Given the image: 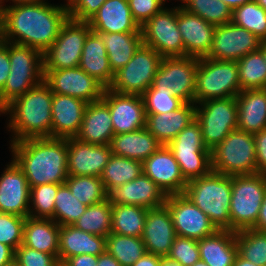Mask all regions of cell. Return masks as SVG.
<instances>
[{
  "instance_id": "obj_1",
  "label": "cell",
  "mask_w": 266,
  "mask_h": 266,
  "mask_svg": "<svg viewBox=\"0 0 266 266\" xmlns=\"http://www.w3.org/2000/svg\"><path fill=\"white\" fill-rule=\"evenodd\" d=\"M4 6L1 5L0 40L36 48L41 53L55 42L69 17L67 4Z\"/></svg>"
},
{
  "instance_id": "obj_2",
  "label": "cell",
  "mask_w": 266,
  "mask_h": 266,
  "mask_svg": "<svg viewBox=\"0 0 266 266\" xmlns=\"http://www.w3.org/2000/svg\"><path fill=\"white\" fill-rule=\"evenodd\" d=\"M12 160L24 173L29 187L64 184L67 177V138H31L12 142Z\"/></svg>"
},
{
  "instance_id": "obj_3",
  "label": "cell",
  "mask_w": 266,
  "mask_h": 266,
  "mask_svg": "<svg viewBox=\"0 0 266 266\" xmlns=\"http://www.w3.org/2000/svg\"><path fill=\"white\" fill-rule=\"evenodd\" d=\"M52 100L50 86L43 80L5 107L10 116L8 131L13 133L11 143L51 137Z\"/></svg>"
},
{
  "instance_id": "obj_4",
  "label": "cell",
  "mask_w": 266,
  "mask_h": 266,
  "mask_svg": "<svg viewBox=\"0 0 266 266\" xmlns=\"http://www.w3.org/2000/svg\"><path fill=\"white\" fill-rule=\"evenodd\" d=\"M232 176L210 171L188 181L184 195L206 214L218 230H231Z\"/></svg>"
},
{
  "instance_id": "obj_5",
  "label": "cell",
  "mask_w": 266,
  "mask_h": 266,
  "mask_svg": "<svg viewBox=\"0 0 266 266\" xmlns=\"http://www.w3.org/2000/svg\"><path fill=\"white\" fill-rule=\"evenodd\" d=\"M10 75L0 91L6 107L44 80L43 53L36 48L9 42Z\"/></svg>"
},
{
  "instance_id": "obj_6",
  "label": "cell",
  "mask_w": 266,
  "mask_h": 266,
  "mask_svg": "<svg viewBox=\"0 0 266 266\" xmlns=\"http://www.w3.org/2000/svg\"><path fill=\"white\" fill-rule=\"evenodd\" d=\"M212 171L227 176L256 173V147L253 134L236 129L210 151Z\"/></svg>"
},
{
  "instance_id": "obj_7",
  "label": "cell",
  "mask_w": 266,
  "mask_h": 266,
  "mask_svg": "<svg viewBox=\"0 0 266 266\" xmlns=\"http://www.w3.org/2000/svg\"><path fill=\"white\" fill-rule=\"evenodd\" d=\"M241 92L236 61L198 58L194 103L236 97Z\"/></svg>"
},
{
  "instance_id": "obj_8",
  "label": "cell",
  "mask_w": 266,
  "mask_h": 266,
  "mask_svg": "<svg viewBox=\"0 0 266 266\" xmlns=\"http://www.w3.org/2000/svg\"><path fill=\"white\" fill-rule=\"evenodd\" d=\"M266 192V175L232 176L230 203L231 231L253 228Z\"/></svg>"
},
{
  "instance_id": "obj_9",
  "label": "cell",
  "mask_w": 266,
  "mask_h": 266,
  "mask_svg": "<svg viewBox=\"0 0 266 266\" xmlns=\"http://www.w3.org/2000/svg\"><path fill=\"white\" fill-rule=\"evenodd\" d=\"M162 56L143 43L131 60L114 73L108 89L120 94L142 95L154 82Z\"/></svg>"
},
{
  "instance_id": "obj_10",
  "label": "cell",
  "mask_w": 266,
  "mask_h": 266,
  "mask_svg": "<svg viewBox=\"0 0 266 266\" xmlns=\"http://www.w3.org/2000/svg\"><path fill=\"white\" fill-rule=\"evenodd\" d=\"M167 147L172 151L187 181L203 177L212 170L210 150L203 142L202 129L196 120L184 128Z\"/></svg>"
},
{
  "instance_id": "obj_11",
  "label": "cell",
  "mask_w": 266,
  "mask_h": 266,
  "mask_svg": "<svg viewBox=\"0 0 266 266\" xmlns=\"http://www.w3.org/2000/svg\"><path fill=\"white\" fill-rule=\"evenodd\" d=\"M236 97L211 99L196 104L195 120L202 129L203 142L210 151L237 129Z\"/></svg>"
},
{
  "instance_id": "obj_12",
  "label": "cell",
  "mask_w": 266,
  "mask_h": 266,
  "mask_svg": "<svg viewBox=\"0 0 266 266\" xmlns=\"http://www.w3.org/2000/svg\"><path fill=\"white\" fill-rule=\"evenodd\" d=\"M91 28L88 21L67 18L55 42L43 53V70H59L80 64L83 46Z\"/></svg>"
},
{
  "instance_id": "obj_13",
  "label": "cell",
  "mask_w": 266,
  "mask_h": 266,
  "mask_svg": "<svg viewBox=\"0 0 266 266\" xmlns=\"http://www.w3.org/2000/svg\"><path fill=\"white\" fill-rule=\"evenodd\" d=\"M143 44L153 48L163 58L183 57L184 45L177 25V7H164L141 27Z\"/></svg>"
},
{
  "instance_id": "obj_14",
  "label": "cell",
  "mask_w": 266,
  "mask_h": 266,
  "mask_svg": "<svg viewBox=\"0 0 266 266\" xmlns=\"http://www.w3.org/2000/svg\"><path fill=\"white\" fill-rule=\"evenodd\" d=\"M197 68V57H164L152 86L155 89L168 88L185 103H194Z\"/></svg>"
},
{
  "instance_id": "obj_15",
  "label": "cell",
  "mask_w": 266,
  "mask_h": 266,
  "mask_svg": "<svg viewBox=\"0 0 266 266\" xmlns=\"http://www.w3.org/2000/svg\"><path fill=\"white\" fill-rule=\"evenodd\" d=\"M164 205L170 211L178 236L200 240L218 230L210 218L183 193L168 195Z\"/></svg>"
},
{
  "instance_id": "obj_16",
  "label": "cell",
  "mask_w": 266,
  "mask_h": 266,
  "mask_svg": "<svg viewBox=\"0 0 266 266\" xmlns=\"http://www.w3.org/2000/svg\"><path fill=\"white\" fill-rule=\"evenodd\" d=\"M44 81L55 94L79 98L86 103L102 99L105 87L79 66L59 70H43Z\"/></svg>"
},
{
  "instance_id": "obj_17",
  "label": "cell",
  "mask_w": 266,
  "mask_h": 266,
  "mask_svg": "<svg viewBox=\"0 0 266 266\" xmlns=\"http://www.w3.org/2000/svg\"><path fill=\"white\" fill-rule=\"evenodd\" d=\"M261 40L247 29L232 22L216 26L212 45L205 56L221 61H238L248 53L258 51Z\"/></svg>"
},
{
  "instance_id": "obj_18",
  "label": "cell",
  "mask_w": 266,
  "mask_h": 266,
  "mask_svg": "<svg viewBox=\"0 0 266 266\" xmlns=\"http://www.w3.org/2000/svg\"><path fill=\"white\" fill-rule=\"evenodd\" d=\"M111 155L110 144L95 145L75 137L67 138L68 176L100 177Z\"/></svg>"
},
{
  "instance_id": "obj_19",
  "label": "cell",
  "mask_w": 266,
  "mask_h": 266,
  "mask_svg": "<svg viewBox=\"0 0 266 266\" xmlns=\"http://www.w3.org/2000/svg\"><path fill=\"white\" fill-rule=\"evenodd\" d=\"M102 99L107 103L114 135L146 127V114L141 95L120 94L105 88Z\"/></svg>"
},
{
  "instance_id": "obj_20",
  "label": "cell",
  "mask_w": 266,
  "mask_h": 266,
  "mask_svg": "<svg viewBox=\"0 0 266 266\" xmlns=\"http://www.w3.org/2000/svg\"><path fill=\"white\" fill-rule=\"evenodd\" d=\"M142 169L143 174L157 184L166 196L184 193L188 181L182 175L178 162L166 145H162L144 160Z\"/></svg>"
},
{
  "instance_id": "obj_21",
  "label": "cell",
  "mask_w": 266,
  "mask_h": 266,
  "mask_svg": "<svg viewBox=\"0 0 266 266\" xmlns=\"http://www.w3.org/2000/svg\"><path fill=\"white\" fill-rule=\"evenodd\" d=\"M0 176V212L29 217L30 187L28 181L11 160Z\"/></svg>"
},
{
  "instance_id": "obj_22",
  "label": "cell",
  "mask_w": 266,
  "mask_h": 266,
  "mask_svg": "<svg viewBox=\"0 0 266 266\" xmlns=\"http://www.w3.org/2000/svg\"><path fill=\"white\" fill-rule=\"evenodd\" d=\"M165 193L148 176L143 173L136 179L115 186L107 192L111 205H137L146 209L164 206Z\"/></svg>"
},
{
  "instance_id": "obj_23",
  "label": "cell",
  "mask_w": 266,
  "mask_h": 266,
  "mask_svg": "<svg viewBox=\"0 0 266 266\" xmlns=\"http://www.w3.org/2000/svg\"><path fill=\"white\" fill-rule=\"evenodd\" d=\"M177 25L181 33L184 56L202 58L211 48L216 26L177 6Z\"/></svg>"
},
{
  "instance_id": "obj_24",
  "label": "cell",
  "mask_w": 266,
  "mask_h": 266,
  "mask_svg": "<svg viewBox=\"0 0 266 266\" xmlns=\"http://www.w3.org/2000/svg\"><path fill=\"white\" fill-rule=\"evenodd\" d=\"M176 237L177 234L168 208L164 205L149 209L141 236L146 252L167 257Z\"/></svg>"
},
{
  "instance_id": "obj_25",
  "label": "cell",
  "mask_w": 266,
  "mask_h": 266,
  "mask_svg": "<svg viewBox=\"0 0 266 266\" xmlns=\"http://www.w3.org/2000/svg\"><path fill=\"white\" fill-rule=\"evenodd\" d=\"M87 103L79 98L53 93L51 138L75 137Z\"/></svg>"
},
{
  "instance_id": "obj_26",
  "label": "cell",
  "mask_w": 266,
  "mask_h": 266,
  "mask_svg": "<svg viewBox=\"0 0 266 266\" xmlns=\"http://www.w3.org/2000/svg\"><path fill=\"white\" fill-rule=\"evenodd\" d=\"M88 24L95 33L141 32L133 19L128 0H106Z\"/></svg>"
},
{
  "instance_id": "obj_27",
  "label": "cell",
  "mask_w": 266,
  "mask_h": 266,
  "mask_svg": "<svg viewBox=\"0 0 266 266\" xmlns=\"http://www.w3.org/2000/svg\"><path fill=\"white\" fill-rule=\"evenodd\" d=\"M113 136V124L107 103L103 99L87 103L75 138L85 143L106 145L111 143Z\"/></svg>"
},
{
  "instance_id": "obj_28",
  "label": "cell",
  "mask_w": 266,
  "mask_h": 266,
  "mask_svg": "<svg viewBox=\"0 0 266 266\" xmlns=\"http://www.w3.org/2000/svg\"><path fill=\"white\" fill-rule=\"evenodd\" d=\"M195 118L196 104L185 103L171 112L146 114V128L162 145L167 146Z\"/></svg>"
},
{
  "instance_id": "obj_29",
  "label": "cell",
  "mask_w": 266,
  "mask_h": 266,
  "mask_svg": "<svg viewBox=\"0 0 266 266\" xmlns=\"http://www.w3.org/2000/svg\"><path fill=\"white\" fill-rule=\"evenodd\" d=\"M105 251L106 237L84 232L73 225L60 226L59 262H65L68 258L81 254L99 256Z\"/></svg>"
},
{
  "instance_id": "obj_30",
  "label": "cell",
  "mask_w": 266,
  "mask_h": 266,
  "mask_svg": "<svg viewBox=\"0 0 266 266\" xmlns=\"http://www.w3.org/2000/svg\"><path fill=\"white\" fill-rule=\"evenodd\" d=\"M236 103L237 129L251 134L266 129V89L242 90Z\"/></svg>"
},
{
  "instance_id": "obj_31",
  "label": "cell",
  "mask_w": 266,
  "mask_h": 266,
  "mask_svg": "<svg viewBox=\"0 0 266 266\" xmlns=\"http://www.w3.org/2000/svg\"><path fill=\"white\" fill-rule=\"evenodd\" d=\"M79 67L108 88L114 78L101 36L90 31L86 37Z\"/></svg>"
},
{
  "instance_id": "obj_32",
  "label": "cell",
  "mask_w": 266,
  "mask_h": 266,
  "mask_svg": "<svg viewBox=\"0 0 266 266\" xmlns=\"http://www.w3.org/2000/svg\"><path fill=\"white\" fill-rule=\"evenodd\" d=\"M235 234L231 230H217L198 240L200 260L208 266H233L238 254Z\"/></svg>"
},
{
  "instance_id": "obj_33",
  "label": "cell",
  "mask_w": 266,
  "mask_h": 266,
  "mask_svg": "<svg viewBox=\"0 0 266 266\" xmlns=\"http://www.w3.org/2000/svg\"><path fill=\"white\" fill-rule=\"evenodd\" d=\"M110 146L114 155L143 162L162 144L144 127L137 131L114 135Z\"/></svg>"
},
{
  "instance_id": "obj_34",
  "label": "cell",
  "mask_w": 266,
  "mask_h": 266,
  "mask_svg": "<svg viewBox=\"0 0 266 266\" xmlns=\"http://www.w3.org/2000/svg\"><path fill=\"white\" fill-rule=\"evenodd\" d=\"M60 226L52 219L26 217L23 245L51 255L59 252Z\"/></svg>"
},
{
  "instance_id": "obj_35",
  "label": "cell",
  "mask_w": 266,
  "mask_h": 266,
  "mask_svg": "<svg viewBox=\"0 0 266 266\" xmlns=\"http://www.w3.org/2000/svg\"><path fill=\"white\" fill-rule=\"evenodd\" d=\"M106 47L110 67L116 73L132 58L143 43L141 32L98 33Z\"/></svg>"
},
{
  "instance_id": "obj_36",
  "label": "cell",
  "mask_w": 266,
  "mask_h": 266,
  "mask_svg": "<svg viewBox=\"0 0 266 266\" xmlns=\"http://www.w3.org/2000/svg\"><path fill=\"white\" fill-rule=\"evenodd\" d=\"M148 210L137 205H112L111 233L141 237Z\"/></svg>"
},
{
  "instance_id": "obj_37",
  "label": "cell",
  "mask_w": 266,
  "mask_h": 266,
  "mask_svg": "<svg viewBox=\"0 0 266 266\" xmlns=\"http://www.w3.org/2000/svg\"><path fill=\"white\" fill-rule=\"evenodd\" d=\"M143 173L142 162L112 154L100 176L106 192L130 182Z\"/></svg>"
},
{
  "instance_id": "obj_38",
  "label": "cell",
  "mask_w": 266,
  "mask_h": 266,
  "mask_svg": "<svg viewBox=\"0 0 266 266\" xmlns=\"http://www.w3.org/2000/svg\"><path fill=\"white\" fill-rule=\"evenodd\" d=\"M106 251L111 254L121 266H132L143 255L146 249L141 237L110 233L106 237Z\"/></svg>"
},
{
  "instance_id": "obj_39",
  "label": "cell",
  "mask_w": 266,
  "mask_h": 266,
  "mask_svg": "<svg viewBox=\"0 0 266 266\" xmlns=\"http://www.w3.org/2000/svg\"><path fill=\"white\" fill-rule=\"evenodd\" d=\"M112 205L106 199L87 206L72 225L84 232L107 237L111 233Z\"/></svg>"
},
{
  "instance_id": "obj_40",
  "label": "cell",
  "mask_w": 266,
  "mask_h": 266,
  "mask_svg": "<svg viewBox=\"0 0 266 266\" xmlns=\"http://www.w3.org/2000/svg\"><path fill=\"white\" fill-rule=\"evenodd\" d=\"M242 90L266 89V62L260 50L248 53L237 61Z\"/></svg>"
},
{
  "instance_id": "obj_41",
  "label": "cell",
  "mask_w": 266,
  "mask_h": 266,
  "mask_svg": "<svg viewBox=\"0 0 266 266\" xmlns=\"http://www.w3.org/2000/svg\"><path fill=\"white\" fill-rule=\"evenodd\" d=\"M238 254L257 266H266V232L253 228L236 231Z\"/></svg>"
},
{
  "instance_id": "obj_42",
  "label": "cell",
  "mask_w": 266,
  "mask_h": 266,
  "mask_svg": "<svg viewBox=\"0 0 266 266\" xmlns=\"http://www.w3.org/2000/svg\"><path fill=\"white\" fill-rule=\"evenodd\" d=\"M184 4L181 8L189 13L195 14L206 22L220 26L230 23L232 10L222 0H180Z\"/></svg>"
},
{
  "instance_id": "obj_43",
  "label": "cell",
  "mask_w": 266,
  "mask_h": 266,
  "mask_svg": "<svg viewBox=\"0 0 266 266\" xmlns=\"http://www.w3.org/2000/svg\"><path fill=\"white\" fill-rule=\"evenodd\" d=\"M65 184L69 187L72 195L86 206L107 199V192L100 177L68 176Z\"/></svg>"
},
{
  "instance_id": "obj_44",
  "label": "cell",
  "mask_w": 266,
  "mask_h": 266,
  "mask_svg": "<svg viewBox=\"0 0 266 266\" xmlns=\"http://www.w3.org/2000/svg\"><path fill=\"white\" fill-rule=\"evenodd\" d=\"M231 22L266 41V10L257 2L251 1L234 9Z\"/></svg>"
},
{
  "instance_id": "obj_45",
  "label": "cell",
  "mask_w": 266,
  "mask_h": 266,
  "mask_svg": "<svg viewBox=\"0 0 266 266\" xmlns=\"http://www.w3.org/2000/svg\"><path fill=\"white\" fill-rule=\"evenodd\" d=\"M87 206L72 195L64 183L57 191L54 205V221L59 226L72 225L85 212Z\"/></svg>"
},
{
  "instance_id": "obj_46",
  "label": "cell",
  "mask_w": 266,
  "mask_h": 266,
  "mask_svg": "<svg viewBox=\"0 0 266 266\" xmlns=\"http://www.w3.org/2000/svg\"><path fill=\"white\" fill-rule=\"evenodd\" d=\"M62 184H43L30 188L29 217L54 220L55 196Z\"/></svg>"
},
{
  "instance_id": "obj_47",
  "label": "cell",
  "mask_w": 266,
  "mask_h": 266,
  "mask_svg": "<svg viewBox=\"0 0 266 266\" xmlns=\"http://www.w3.org/2000/svg\"><path fill=\"white\" fill-rule=\"evenodd\" d=\"M145 114H161L182 107L185 102L176 97L170 89L149 87L142 95Z\"/></svg>"
},
{
  "instance_id": "obj_48",
  "label": "cell",
  "mask_w": 266,
  "mask_h": 266,
  "mask_svg": "<svg viewBox=\"0 0 266 266\" xmlns=\"http://www.w3.org/2000/svg\"><path fill=\"white\" fill-rule=\"evenodd\" d=\"M26 218L0 212V243L16 250L23 243Z\"/></svg>"
},
{
  "instance_id": "obj_49",
  "label": "cell",
  "mask_w": 266,
  "mask_h": 266,
  "mask_svg": "<svg viewBox=\"0 0 266 266\" xmlns=\"http://www.w3.org/2000/svg\"><path fill=\"white\" fill-rule=\"evenodd\" d=\"M167 257L182 266L194 265L200 260L198 240L177 235Z\"/></svg>"
},
{
  "instance_id": "obj_50",
  "label": "cell",
  "mask_w": 266,
  "mask_h": 266,
  "mask_svg": "<svg viewBox=\"0 0 266 266\" xmlns=\"http://www.w3.org/2000/svg\"><path fill=\"white\" fill-rule=\"evenodd\" d=\"M15 260L21 266H57L58 255H51L21 244L15 250Z\"/></svg>"
},
{
  "instance_id": "obj_51",
  "label": "cell",
  "mask_w": 266,
  "mask_h": 266,
  "mask_svg": "<svg viewBox=\"0 0 266 266\" xmlns=\"http://www.w3.org/2000/svg\"><path fill=\"white\" fill-rule=\"evenodd\" d=\"M166 0H128L133 19L141 27L164 8Z\"/></svg>"
},
{
  "instance_id": "obj_52",
  "label": "cell",
  "mask_w": 266,
  "mask_h": 266,
  "mask_svg": "<svg viewBox=\"0 0 266 266\" xmlns=\"http://www.w3.org/2000/svg\"><path fill=\"white\" fill-rule=\"evenodd\" d=\"M106 0H67L69 18L89 21Z\"/></svg>"
},
{
  "instance_id": "obj_53",
  "label": "cell",
  "mask_w": 266,
  "mask_h": 266,
  "mask_svg": "<svg viewBox=\"0 0 266 266\" xmlns=\"http://www.w3.org/2000/svg\"><path fill=\"white\" fill-rule=\"evenodd\" d=\"M256 147V173L266 175V129L253 134Z\"/></svg>"
},
{
  "instance_id": "obj_54",
  "label": "cell",
  "mask_w": 266,
  "mask_h": 266,
  "mask_svg": "<svg viewBox=\"0 0 266 266\" xmlns=\"http://www.w3.org/2000/svg\"><path fill=\"white\" fill-rule=\"evenodd\" d=\"M10 75L9 42L0 40V91Z\"/></svg>"
},
{
  "instance_id": "obj_55",
  "label": "cell",
  "mask_w": 266,
  "mask_h": 266,
  "mask_svg": "<svg viewBox=\"0 0 266 266\" xmlns=\"http://www.w3.org/2000/svg\"><path fill=\"white\" fill-rule=\"evenodd\" d=\"M67 266H97L98 256L81 254L68 258L64 262Z\"/></svg>"
},
{
  "instance_id": "obj_56",
  "label": "cell",
  "mask_w": 266,
  "mask_h": 266,
  "mask_svg": "<svg viewBox=\"0 0 266 266\" xmlns=\"http://www.w3.org/2000/svg\"><path fill=\"white\" fill-rule=\"evenodd\" d=\"M162 256L146 253L132 266H160Z\"/></svg>"
},
{
  "instance_id": "obj_57",
  "label": "cell",
  "mask_w": 266,
  "mask_h": 266,
  "mask_svg": "<svg viewBox=\"0 0 266 266\" xmlns=\"http://www.w3.org/2000/svg\"><path fill=\"white\" fill-rule=\"evenodd\" d=\"M15 259V250L6 245L0 243V266L10 263Z\"/></svg>"
},
{
  "instance_id": "obj_58",
  "label": "cell",
  "mask_w": 266,
  "mask_h": 266,
  "mask_svg": "<svg viewBox=\"0 0 266 266\" xmlns=\"http://www.w3.org/2000/svg\"><path fill=\"white\" fill-rule=\"evenodd\" d=\"M253 229L258 231L266 232V192L263 197V202L260 208V213L257 219V222Z\"/></svg>"
},
{
  "instance_id": "obj_59",
  "label": "cell",
  "mask_w": 266,
  "mask_h": 266,
  "mask_svg": "<svg viewBox=\"0 0 266 266\" xmlns=\"http://www.w3.org/2000/svg\"><path fill=\"white\" fill-rule=\"evenodd\" d=\"M97 266H121L119 262L107 251L98 256Z\"/></svg>"
},
{
  "instance_id": "obj_60",
  "label": "cell",
  "mask_w": 266,
  "mask_h": 266,
  "mask_svg": "<svg viewBox=\"0 0 266 266\" xmlns=\"http://www.w3.org/2000/svg\"><path fill=\"white\" fill-rule=\"evenodd\" d=\"M228 7L233 11L234 9L238 8L239 6L244 5L245 3H249L253 0H222Z\"/></svg>"
},
{
  "instance_id": "obj_61",
  "label": "cell",
  "mask_w": 266,
  "mask_h": 266,
  "mask_svg": "<svg viewBox=\"0 0 266 266\" xmlns=\"http://www.w3.org/2000/svg\"><path fill=\"white\" fill-rule=\"evenodd\" d=\"M233 266H257L250 261L245 260L239 254L236 255Z\"/></svg>"
},
{
  "instance_id": "obj_62",
  "label": "cell",
  "mask_w": 266,
  "mask_h": 266,
  "mask_svg": "<svg viewBox=\"0 0 266 266\" xmlns=\"http://www.w3.org/2000/svg\"><path fill=\"white\" fill-rule=\"evenodd\" d=\"M9 1V0H7ZM14 4L12 5H18V4H39V3H45V0H10ZM4 3V0H3Z\"/></svg>"
},
{
  "instance_id": "obj_63",
  "label": "cell",
  "mask_w": 266,
  "mask_h": 266,
  "mask_svg": "<svg viewBox=\"0 0 266 266\" xmlns=\"http://www.w3.org/2000/svg\"><path fill=\"white\" fill-rule=\"evenodd\" d=\"M160 266H182L179 262L173 261L168 257H162Z\"/></svg>"
},
{
  "instance_id": "obj_64",
  "label": "cell",
  "mask_w": 266,
  "mask_h": 266,
  "mask_svg": "<svg viewBox=\"0 0 266 266\" xmlns=\"http://www.w3.org/2000/svg\"><path fill=\"white\" fill-rule=\"evenodd\" d=\"M259 50L262 52L266 62V41H261Z\"/></svg>"
},
{
  "instance_id": "obj_65",
  "label": "cell",
  "mask_w": 266,
  "mask_h": 266,
  "mask_svg": "<svg viewBox=\"0 0 266 266\" xmlns=\"http://www.w3.org/2000/svg\"><path fill=\"white\" fill-rule=\"evenodd\" d=\"M266 10V0H253Z\"/></svg>"
},
{
  "instance_id": "obj_66",
  "label": "cell",
  "mask_w": 266,
  "mask_h": 266,
  "mask_svg": "<svg viewBox=\"0 0 266 266\" xmlns=\"http://www.w3.org/2000/svg\"><path fill=\"white\" fill-rule=\"evenodd\" d=\"M4 266H21L15 259Z\"/></svg>"
},
{
  "instance_id": "obj_67",
  "label": "cell",
  "mask_w": 266,
  "mask_h": 266,
  "mask_svg": "<svg viewBox=\"0 0 266 266\" xmlns=\"http://www.w3.org/2000/svg\"><path fill=\"white\" fill-rule=\"evenodd\" d=\"M192 266H208L204 261L199 260Z\"/></svg>"
},
{
  "instance_id": "obj_68",
  "label": "cell",
  "mask_w": 266,
  "mask_h": 266,
  "mask_svg": "<svg viewBox=\"0 0 266 266\" xmlns=\"http://www.w3.org/2000/svg\"><path fill=\"white\" fill-rule=\"evenodd\" d=\"M1 113L5 114V106L0 101V115H1Z\"/></svg>"
},
{
  "instance_id": "obj_69",
  "label": "cell",
  "mask_w": 266,
  "mask_h": 266,
  "mask_svg": "<svg viewBox=\"0 0 266 266\" xmlns=\"http://www.w3.org/2000/svg\"><path fill=\"white\" fill-rule=\"evenodd\" d=\"M57 266H67L64 262H58Z\"/></svg>"
}]
</instances>
